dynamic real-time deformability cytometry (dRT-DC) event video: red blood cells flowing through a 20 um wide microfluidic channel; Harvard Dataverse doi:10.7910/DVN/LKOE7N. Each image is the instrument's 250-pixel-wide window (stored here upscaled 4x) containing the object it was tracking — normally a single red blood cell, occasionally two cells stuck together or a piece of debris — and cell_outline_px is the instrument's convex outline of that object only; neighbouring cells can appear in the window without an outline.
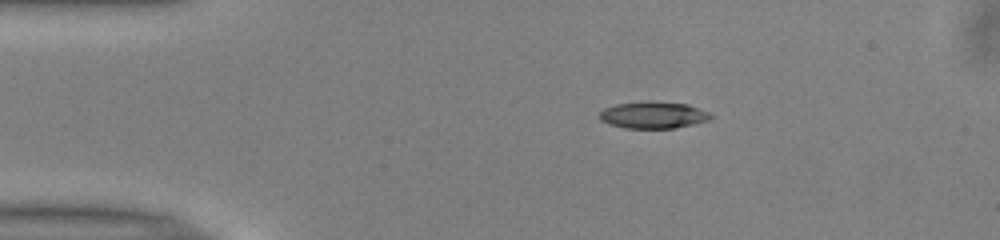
{"species": "common noctule bat (a hibernating species)", "species_latin": "Nyctalus noctula", "temperature_condition": "warm", "stored_images_in_passage": 43, "camera_frame_rate_fps": 3000, "um_per_image_px": 0.085, "animal": {"sex": "male", "body_mass_g": 13.0, "forearm_length_mm": 53.1}, "frame": {"image": 1, "passage_image": 1, "time_ms": 0.0, "image_size_px": [1000, 240], "cell_outline_px": [[712, 116], [708, 120], [676, 128], [624, 128], [608, 124], [600, 120], [600, 112], [604, 108], [616, 104], [648, 100], [688, 104], [708, 112]], "centroid_in_image_um": [55.49, 9.77], "position_along_channel_um": 29.5, "area_um2": 17.46}}
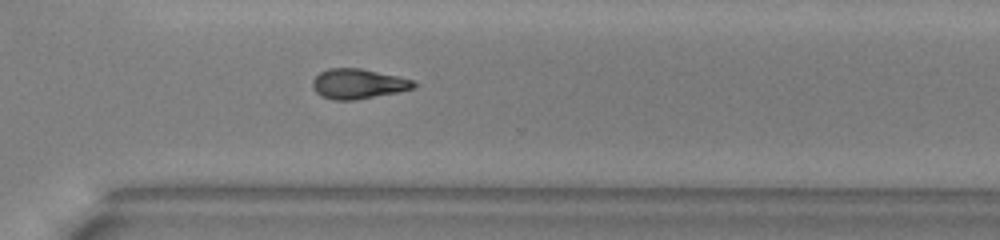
{"frame": {"image": 2, "passage_image": 28, "time_ms": 9.0, "image_size_px": [1000, 240], "cell_outline_px": [[420, 84], [416, 88], [400, 92], [352, 100], [332, 100], [320, 96], [316, 92], [312, 84], [312, 80], [320, 72], [328, 68], [360, 68], [400, 76], [412, 80]], "centroid_in_image_um": [30.48, 7.12], "position_along_channel_um": 340.1, "area_um2": 17.92}}
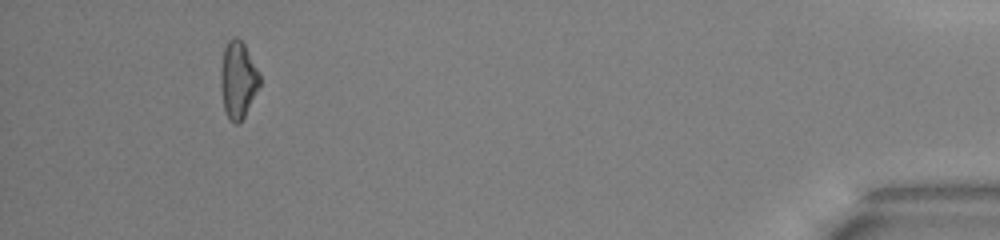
{"frame": {"image": 3, "passage_image": 39, "time_ms": 12.667, "image_size_px": [1000, 240], "cell_outline_px": [[260, 84], [240, 124], [236, 124], [228, 116], [224, 108], [220, 84], [220, 72], [224, 48], [228, 40], [232, 36], [236, 36], [244, 44], [260, 72]], "centroid_in_image_um": [20.23, 6.74], "position_along_channel_um": 415.0, "area_um2": 17.4}, "authors_computed_cell_mechanics": {"area_um2": 17.7446, "velocity_mm_per_s": 4.0264, "shape_relaxation_time_tau1_ms": 4.1596, "shape_relaxation_time_tau2_ms": null, "deformation_change_tau1": 0.1465, "deformation_change_tau2": null}}